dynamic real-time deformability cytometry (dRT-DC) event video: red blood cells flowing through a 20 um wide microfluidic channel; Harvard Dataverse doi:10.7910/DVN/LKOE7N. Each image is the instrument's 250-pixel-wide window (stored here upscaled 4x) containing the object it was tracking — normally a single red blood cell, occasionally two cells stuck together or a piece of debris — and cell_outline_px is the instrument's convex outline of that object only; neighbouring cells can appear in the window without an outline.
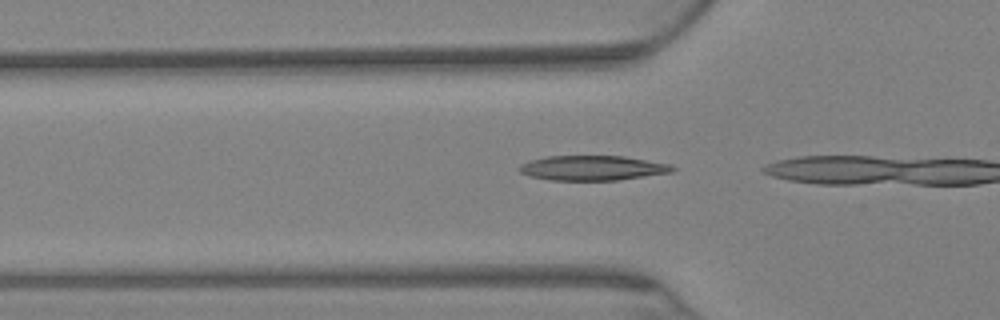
{"species": "Egyptian fruit bat (a non-hibernating species)", "species_latin": "Rousettus aegyptiacus", "temperature_condition": "warm", "stored_images_in_passage": 4, "camera_frame_rate_fps": 3000, "um_per_image_px": 0.085, "animal": {"sex": "female"}, "frame": {"image": 1, "passage_image": 2, "time_ms": 0.333, "image_size_px": [1000, 320], "cell_outline_px": [[676, 168], [672, 172], [616, 180], [548, 180], [532, 176], [520, 172], [516, 168], [520, 164], [528, 160], [548, 156], [624, 156], [672, 164]], "centroid_in_image_um": [50.34, 14.27], "position_along_channel_um": 75.5, "area_um2": 22.2}}